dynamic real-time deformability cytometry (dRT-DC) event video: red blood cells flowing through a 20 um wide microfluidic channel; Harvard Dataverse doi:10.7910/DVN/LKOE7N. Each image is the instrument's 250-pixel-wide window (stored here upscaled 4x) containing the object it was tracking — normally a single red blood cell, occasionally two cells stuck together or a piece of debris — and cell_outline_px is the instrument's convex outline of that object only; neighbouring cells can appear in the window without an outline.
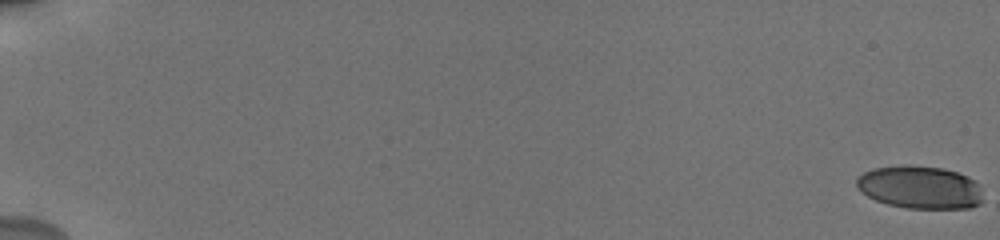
{"species": "human", "species_latin": "Homo sapiens", "temperature_condition": "cold", "stored_images_in_passage": 42, "camera_frame_rate_fps": 3000, "um_per_image_px": 0.085, "donor": {"sex": "male"}, "frame": {"image": 1, "passage_image": 1, "time_ms": 0.0, "image_size_px": [1000, 240], "cell_outline_px": [[980, 204], [968, 208], [908, 208], [888, 204], [876, 200], [860, 192], [856, 188], [856, 176], [872, 168], [900, 164], [908, 164], [944, 168], [968, 176], [976, 184], [980, 192]], "centroid_in_image_um": [78.11, 15.89], "position_along_channel_um": 6.9, "area_um2": 31.67}}
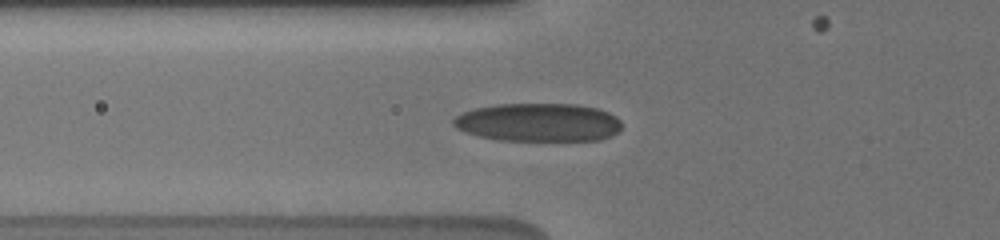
{"frame": {"image": 2, "passage_image": 20, "time_ms": 7.667, "image_size_px": [1000, 240], "cell_outline_px": [[620, 128], [612, 136], [600, 140], [500, 140], [476, 136], [464, 132], [456, 128], [452, 124], [452, 120], [456, 116], [464, 112], [476, 108], [496, 104], [580, 104], [596, 108], [608, 112], [616, 116], [620, 120]], "centroid_in_image_um": [45.75, 10.4], "position_along_channel_um": 80.1, "area_um2": 37.69}}
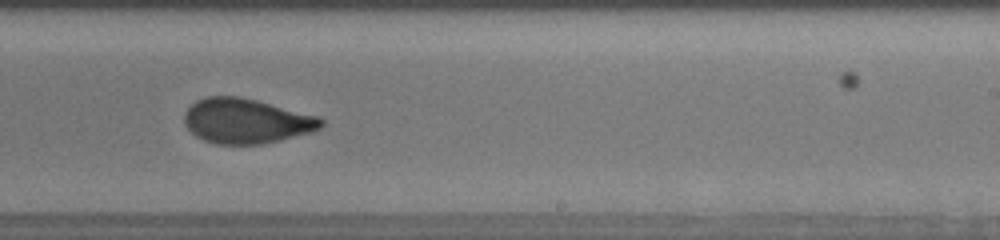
{"frame": {"image": 3, "passage_image": 30, "time_ms": 12.667, "image_size_px": [1000, 240], "cell_outline_px": [[324, 124], [320, 128], [312, 132], [264, 144], [216, 144], [204, 140], [196, 136], [184, 124], [184, 112], [196, 100], [208, 96], [240, 96], [256, 100], [316, 116], [324, 120]], "centroid_in_image_um": [20.91, 10.29], "position_along_channel_um": 268.1, "area_um2": 35.66}, "authors_computed_cell_mechanics": {"area_um2": 34.7956, "velocity_mm_per_s": 3.7583, "shape_relaxation_time_tau1_ms": 4.9955, "shape_relaxation_time_tau2_ms": 1.0376, "deformation_change_tau1": 0.1644, "deformation_change_tau2": 0.0672}}